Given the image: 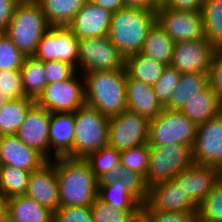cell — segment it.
Wrapping results in <instances>:
<instances>
[{
    "label": "cell",
    "mask_w": 222,
    "mask_h": 222,
    "mask_svg": "<svg viewBox=\"0 0 222 222\" xmlns=\"http://www.w3.org/2000/svg\"><path fill=\"white\" fill-rule=\"evenodd\" d=\"M59 207L90 206L98 197L99 180L82 158L57 157Z\"/></svg>",
    "instance_id": "cell-1"
},
{
    "label": "cell",
    "mask_w": 222,
    "mask_h": 222,
    "mask_svg": "<svg viewBox=\"0 0 222 222\" xmlns=\"http://www.w3.org/2000/svg\"><path fill=\"white\" fill-rule=\"evenodd\" d=\"M82 75L86 105L108 118L127 110L126 70L90 71Z\"/></svg>",
    "instance_id": "cell-2"
},
{
    "label": "cell",
    "mask_w": 222,
    "mask_h": 222,
    "mask_svg": "<svg viewBox=\"0 0 222 222\" xmlns=\"http://www.w3.org/2000/svg\"><path fill=\"white\" fill-rule=\"evenodd\" d=\"M155 22V11L125 7L112 13L107 37L126 59L141 52Z\"/></svg>",
    "instance_id": "cell-3"
},
{
    "label": "cell",
    "mask_w": 222,
    "mask_h": 222,
    "mask_svg": "<svg viewBox=\"0 0 222 222\" xmlns=\"http://www.w3.org/2000/svg\"><path fill=\"white\" fill-rule=\"evenodd\" d=\"M51 25L35 0H20L5 34L25 57L33 56L41 37Z\"/></svg>",
    "instance_id": "cell-4"
},
{
    "label": "cell",
    "mask_w": 222,
    "mask_h": 222,
    "mask_svg": "<svg viewBox=\"0 0 222 222\" xmlns=\"http://www.w3.org/2000/svg\"><path fill=\"white\" fill-rule=\"evenodd\" d=\"M108 121V117L86 104L74 112L72 158L85 159L90 153L108 145Z\"/></svg>",
    "instance_id": "cell-5"
},
{
    "label": "cell",
    "mask_w": 222,
    "mask_h": 222,
    "mask_svg": "<svg viewBox=\"0 0 222 222\" xmlns=\"http://www.w3.org/2000/svg\"><path fill=\"white\" fill-rule=\"evenodd\" d=\"M197 125L181 111L163 108L161 113L149 120L148 145L165 146L184 144L193 147Z\"/></svg>",
    "instance_id": "cell-6"
},
{
    "label": "cell",
    "mask_w": 222,
    "mask_h": 222,
    "mask_svg": "<svg viewBox=\"0 0 222 222\" xmlns=\"http://www.w3.org/2000/svg\"><path fill=\"white\" fill-rule=\"evenodd\" d=\"M193 163L192 148L184 144L149 146V167L145 183L150 188L173 180Z\"/></svg>",
    "instance_id": "cell-7"
},
{
    "label": "cell",
    "mask_w": 222,
    "mask_h": 222,
    "mask_svg": "<svg viewBox=\"0 0 222 222\" xmlns=\"http://www.w3.org/2000/svg\"><path fill=\"white\" fill-rule=\"evenodd\" d=\"M81 77L77 71L68 80L47 84L35 103L51 113H74L85 105L84 78Z\"/></svg>",
    "instance_id": "cell-8"
},
{
    "label": "cell",
    "mask_w": 222,
    "mask_h": 222,
    "mask_svg": "<svg viewBox=\"0 0 222 222\" xmlns=\"http://www.w3.org/2000/svg\"><path fill=\"white\" fill-rule=\"evenodd\" d=\"M126 70L125 59L107 36L79 39L78 72Z\"/></svg>",
    "instance_id": "cell-9"
},
{
    "label": "cell",
    "mask_w": 222,
    "mask_h": 222,
    "mask_svg": "<svg viewBox=\"0 0 222 222\" xmlns=\"http://www.w3.org/2000/svg\"><path fill=\"white\" fill-rule=\"evenodd\" d=\"M149 120L129 110L109 118L108 145L122 152L148 143Z\"/></svg>",
    "instance_id": "cell-10"
},
{
    "label": "cell",
    "mask_w": 222,
    "mask_h": 222,
    "mask_svg": "<svg viewBox=\"0 0 222 222\" xmlns=\"http://www.w3.org/2000/svg\"><path fill=\"white\" fill-rule=\"evenodd\" d=\"M78 44L79 39L67 26H51L41 37L33 57L43 62H65L78 71Z\"/></svg>",
    "instance_id": "cell-11"
},
{
    "label": "cell",
    "mask_w": 222,
    "mask_h": 222,
    "mask_svg": "<svg viewBox=\"0 0 222 222\" xmlns=\"http://www.w3.org/2000/svg\"><path fill=\"white\" fill-rule=\"evenodd\" d=\"M155 12L156 22L174 42L205 38L201 11H182L163 7Z\"/></svg>",
    "instance_id": "cell-12"
},
{
    "label": "cell",
    "mask_w": 222,
    "mask_h": 222,
    "mask_svg": "<svg viewBox=\"0 0 222 222\" xmlns=\"http://www.w3.org/2000/svg\"><path fill=\"white\" fill-rule=\"evenodd\" d=\"M192 157L195 164L222 166V113L197 125Z\"/></svg>",
    "instance_id": "cell-13"
},
{
    "label": "cell",
    "mask_w": 222,
    "mask_h": 222,
    "mask_svg": "<svg viewBox=\"0 0 222 222\" xmlns=\"http://www.w3.org/2000/svg\"><path fill=\"white\" fill-rule=\"evenodd\" d=\"M214 53V45L205 38L195 41L175 42L170 66L181 74H208Z\"/></svg>",
    "instance_id": "cell-14"
},
{
    "label": "cell",
    "mask_w": 222,
    "mask_h": 222,
    "mask_svg": "<svg viewBox=\"0 0 222 222\" xmlns=\"http://www.w3.org/2000/svg\"><path fill=\"white\" fill-rule=\"evenodd\" d=\"M50 117V111L35 103L16 133L21 141L39 152L47 161H51L49 147Z\"/></svg>",
    "instance_id": "cell-15"
},
{
    "label": "cell",
    "mask_w": 222,
    "mask_h": 222,
    "mask_svg": "<svg viewBox=\"0 0 222 222\" xmlns=\"http://www.w3.org/2000/svg\"><path fill=\"white\" fill-rule=\"evenodd\" d=\"M173 181L198 207L219 181V169L193 163L177 174Z\"/></svg>",
    "instance_id": "cell-16"
},
{
    "label": "cell",
    "mask_w": 222,
    "mask_h": 222,
    "mask_svg": "<svg viewBox=\"0 0 222 222\" xmlns=\"http://www.w3.org/2000/svg\"><path fill=\"white\" fill-rule=\"evenodd\" d=\"M25 195L52 212L59 208V189L55 159L47 161L39 169L31 172Z\"/></svg>",
    "instance_id": "cell-17"
},
{
    "label": "cell",
    "mask_w": 222,
    "mask_h": 222,
    "mask_svg": "<svg viewBox=\"0 0 222 222\" xmlns=\"http://www.w3.org/2000/svg\"><path fill=\"white\" fill-rule=\"evenodd\" d=\"M112 12L87 2L67 27L78 39L108 36Z\"/></svg>",
    "instance_id": "cell-18"
},
{
    "label": "cell",
    "mask_w": 222,
    "mask_h": 222,
    "mask_svg": "<svg viewBox=\"0 0 222 222\" xmlns=\"http://www.w3.org/2000/svg\"><path fill=\"white\" fill-rule=\"evenodd\" d=\"M47 160L35 149L26 145L16 135L0 136V164L32 172Z\"/></svg>",
    "instance_id": "cell-19"
},
{
    "label": "cell",
    "mask_w": 222,
    "mask_h": 222,
    "mask_svg": "<svg viewBox=\"0 0 222 222\" xmlns=\"http://www.w3.org/2000/svg\"><path fill=\"white\" fill-rule=\"evenodd\" d=\"M147 202L162 212H197L198 207L173 180L149 188Z\"/></svg>",
    "instance_id": "cell-20"
},
{
    "label": "cell",
    "mask_w": 222,
    "mask_h": 222,
    "mask_svg": "<svg viewBox=\"0 0 222 222\" xmlns=\"http://www.w3.org/2000/svg\"><path fill=\"white\" fill-rule=\"evenodd\" d=\"M74 127V113H51L49 127L51 161L57 157L72 158Z\"/></svg>",
    "instance_id": "cell-21"
},
{
    "label": "cell",
    "mask_w": 222,
    "mask_h": 222,
    "mask_svg": "<svg viewBox=\"0 0 222 222\" xmlns=\"http://www.w3.org/2000/svg\"><path fill=\"white\" fill-rule=\"evenodd\" d=\"M127 110L152 120L163 107L158 102L153 87L130 77L126 72Z\"/></svg>",
    "instance_id": "cell-22"
},
{
    "label": "cell",
    "mask_w": 222,
    "mask_h": 222,
    "mask_svg": "<svg viewBox=\"0 0 222 222\" xmlns=\"http://www.w3.org/2000/svg\"><path fill=\"white\" fill-rule=\"evenodd\" d=\"M222 99L208 85L196 93L183 107L181 112L196 125L204 123L221 113Z\"/></svg>",
    "instance_id": "cell-23"
},
{
    "label": "cell",
    "mask_w": 222,
    "mask_h": 222,
    "mask_svg": "<svg viewBox=\"0 0 222 222\" xmlns=\"http://www.w3.org/2000/svg\"><path fill=\"white\" fill-rule=\"evenodd\" d=\"M98 198L118 210H141L142 206L120 179L113 177L99 181Z\"/></svg>",
    "instance_id": "cell-24"
},
{
    "label": "cell",
    "mask_w": 222,
    "mask_h": 222,
    "mask_svg": "<svg viewBox=\"0 0 222 222\" xmlns=\"http://www.w3.org/2000/svg\"><path fill=\"white\" fill-rule=\"evenodd\" d=\"M5 209L14 222H54V212L26 195L5 200Z\"/></svg>",
    "instance_id": "cell-25"
},
{
    "label": "cell",
    "mask_w": 222,
    "mask_h": 222,
    "mask_svg": "<svg viewBox=\"0 0 222 222\" xmlns=\"http://www.w3.org/2000/svg\"><path fill=\"white\" fill-rule=\"evenodd\" d=\"M208 85V74H181L178 85L175 87L169 103L164 108L172 111H181L196 93H199Z\"/></svg>",
    "instance_id": "cell-26"
},
{
    "label": "cell",
    "mask_w": 222,
    "mask_h": 222,
    "mask_svg": "<svg viewBox=\"0 0 222 222\" xmlns=\"http://www.w3.org/2000/svg\"><path fill=\"white\" fill-rule=\"evenodd\" d=\"M174 47V40L155 22L148 32L140 53L170 66Z\"/></svg>",
    "instance_id": "cell-27"
},
{
    "label": "cell",
    "mask_w": 222,
    "mask_h": 222,
    "mask_svg": "<svg viewBox=\"0 0 222 222\" xmlns=\"http://www.w3.org/2000/svg\"><path fill=\"white\" fill-rule=\"evenodd\" d=\"M51 26H67L88 0H35Z\"/></svg>",
    "instance_id": "cell-28"
},
{
    "label": "cell",
    "mask_w": 222,
    "mask_h": 222,
    "mask_svg": "<svg viewBox=\"0 0 222 222\" xmlns=\"http://www.w3.org/2000/svg\"><path fill=\"white\" fill-rule=\"evenodd\" d=\"M165 67L163 63L141 53H135L125 59L127 74L149 86H153L160 79Z\"/></svg>",
    "instance_id": "cell-29"
},
{
    "label": "cell",
    "mask_w": 222,
    "mask_h": 222,
    "mask_svg": "<svg viewBox=\"0 0 222 222\" xmlns=\"http://www.w3.org/2000/svg\"><path fill=\"white\" fill-rule=\"evenodd\" d=\"M35 100L24 97L4 103L0 109V136L16 135Z\"/></svg>",
    "instance_id": "cell-30"
},
{
    "label": "cell",
    "mask_w": 222,
    "mask_h": 222,
    "mask_svg": "<svg viewBox=\"0 0 222 222\" xmlns=\"http://www.w3.org/2000/svg\"><path fill=\"white\" fill-rule=\"evenodd\" d=\"M20 76L26 97L36 100L47 85L44 62L33 56L25 57Z\"/></svg>",
    "instance_id": "cell-31"
},
{
    "label": "cell",
    "mask_w": 222,
    "mask_h": 222,
    "mask_svg": "<svg viewBox=\"0 0 222 222\" xmlns=\"http://www.w3.org/2000/svg\"><path fill=\"white\" fill-rule=\"evenodd\" d=\"M120 154V151L107 145L90 153L85 160L90 165L95 177L100 181L113 176L120 165Z\"/></svg>",
    "instance_id": "cell-32"
},
{
    "label": "cell",
    "mask_w": 222,
    "mask_h": 222,
    "mask_svg": "<svg viewBox=\"0 0 222 222\" xmlns=\"http://www.w3.org/2000/svg\"><path fill=\"white\" fill-rule=\"evenodd\" d=\"M31 172L8 165L0 166V193L5 200L25 195Z\"/></svg>",
    "instance_id": "cell-33"
},
{
    "label": "cell",
    "mask_w": 222,
    "mask_h": 222,
    "mask_svg": "<svg viewBox=\"0 0 222 222\" xmlns=\"http://www.w3.org/2000/svg\"><path fill=\"white\" fill-rule=\"evenodd\" d=\"M201 13L205 39L214 45L222 37V0H204Z\"/></svg>",
    "instance_id": "cell-34"
},
{
    "label": "cell",
    "mask_w": 222,
    "mask_h": 222,
    "mask_svg": "<svg viewBox=\"0 0 222 222\" xmlns=\"http://www.w3.org/2000/svg\"><path fill=\"white\" fill-rule=\"evenodd\" d=\"M94 222H140L141 210H118L98 197L90 205Z\"/></svg>",
    "instance_id": "cell-35"
},
{
    "label": "cell",
    "mask_w": 222,
    "mask_h": 222,
    "mask_svg": "<svg viewBox=\"0 0 222 222\" xmlns=\"http://www.w3.org/2000/svg\"><path fill=\"white\" fill-rule=\"evenodd\" d=\"M197 216L205 222H222V181L220 179L198 206Z\"/></svg>",
    "instance_id": "cell-36"
},
{
    "label": "cell",
    "mask_w": 222,
    "mask_h": 222,
    "mask_svg": "<svg viewBox=\"0 0 222 222\" xmlns=\"http://www.w3.org/2000/svg\"><path fill=\"white\" fill-rule=\"evenodd\" d=\"M120 160L122 166L140 174L145 179L149 167V145L143 144L122 151Z\"/></svg>",
    "instance_id": "cell-37"
},
{
    "label": "cell",
    "mask_w": 222,
    "mask_h": 222,
    "mask_svg": "<svg viewBox=\"0 0 222 222\" xmlns=\"http://www.w3.org/2000/svg\"><path fill=\"white\" fill-rule=\"evenodd\" d=\"M112 177L120 179L122 184H124L142 204L147 202L149 188L145 183V179L140 174L126 169L120 164Z\"/></svg>",
    "instance_id": "cell-38"
},
{
    "label": "cell",
    "mask_w": 222,
    "mask_h": 222,
    "mask_svg": "<svg viewBox=\"0 0 222 222\" xmlns=\"http://www.w3.org/2000/svg\"><path fill=\"white\" fill-rule=\"evenodd\" d=\"M0 96L1 101L4 103L26 97L20 70L0 71Z\"/></svg>",
    "instance_id": "cell-39"
},
{
    "label": "cell",
    "mask_w": 222,
    "mask_h": 222,
    "mask_svg": "<svg viewBox=\"0 0 222 222\" xmlns=\"http://www.w3.org/2000/svg\"><path fill=\"white\" fill-rule=\"evenodd\" d=\"M197 212H162L148 202L141 206L140 222H194Z\"/></svg>",
    "instance_id": "cell-40"
},
{
    "label": "cell",
    "mask_w": 222,
    "mask_h": 222,
    "mask_svg": "<svg viewBox=\"0 0 222 222\" xmlns=\"http://www.w3.org/2000/svg\"><path fill=\"white\" fill-rule=\"evenodd\" d=\"M181 73L172 66L163 69L160 79L152 86L158 102L164 108L170 101L175 87L178 85Z\"/></svg>",
    "instance_id": "cell-41"
},
{
    "label": "cell",
    "mask_w": 222,
    "mask_h": 222,
    "mask_svg": "<svg viewBox=\"0 0 222 222\" xmlns=\"http://www.w3.org/2000/svg\"><path fill=\"white\" fill-rule=\"evenodd\" d=\"M25 56L5 34L0 33V71L20 70Z\"/></svg>",
    "instance_id": "cell-42"
},
{
    "label": "cell",
    "mask_w": 222,
    "mask_h": 222,
    "mask_svg": "<svg viewBox=\"0 0 222 222\" xmlns=\"http://www.w3.org/2000/svg\"><path fill=\"white\" fill-rule=\"evenodd\" d=\"M54 222H94L90 206L59 207Z\"/></svg>",
    "instance_id": "cell-43"
},
{
    "label": "cell",
    "mask_w": 222,
    "mask_h": 222,
    "mask_svg": "<svg viewBox=\"0 0 222 222\" xmlns=\"http://www.w3.org/2000/svg\"><path fill=\"white\" fill-rule=\"evenodd\" d=\"M47 84L70 79L77 70L70 64L61 61L44 62Z\"/></svg>",
    "instance_id": "cell-44"
},
{
    "label": "cell",
    "mask_w": 222,
    "mask_h": 222,
    "mask_svg": "<svg viewBox=\"0 0 222 222\" xmlns=\"http://www.w3.org/2000/svg\"><path fill=\"white\" fill-rule=\"evenodd\" d=\"M208 82L211 89L222 99V51L213 53Z\"/></svg>",
    "instance_id": "cell-45"
},
{
    "label": "cell",
    "mask_w": 222,
    "mask_h": 222,
    "mask_svg": "<svg viewBox=\"0 0 222 222\" xmlns=\"http://www.w3.org/2000/svg\"><path fill=\"white\" fill-rule=\"evenodd\" d=\"M20 0H0V33H5L16 4Z\"/></svg>",
    "instance_id": "cell-46"
},
{
    "label": "cell",
    "mask_w": 222,
    "mask_h": 222,
    "mask_svg": "<svg viewBox=\"0 0 222 222\" xmlns=\"http://www.w3.org/2000/svg\"><path fill=\"white\" fill-rule=\"evenodd\" d=\"M204 0H170L166 8L182 11H201Z\"/></svg>",
    "instance_id": "cell-47"
},
{
    "label": "cell",
    "mask_w": 222,
    "mask_h": 222,
    "mask_svg": "<svg viewBox=\"0 0 222 222\" xmlns=\"http://www.w3.org/2000/svg\"><path fill=\"white\" fill-rule=\"evenodd\" d=\"M88 2L109 10L112 13L126 7L125 0H88Z\"/></svg>",
    "instance_id": "cell-48"
},
{
    "label": "cell",
    "mask_w": 222,
    "mask_h": 222,
    "mask_svg": "<svg viewBox=\"0 0 222 222\" xmlns=\"http://www.w3.org/2000/svg\"><path fill=\"white\" fill-rule=\"evenodd\" d=\"M126 7L150 10L151 11V0H125Z\"/></svg>",
    "instance_id": "cell-49"
},
{
    "label": "cell",
    "mask_w": 222,
    "mask_h": 222,
    "mask_svg": "<svg viewBox=\"0 0 222 222\" xmlns=\"http://www.w3.org/2000/svg\"><path fill=\"white\" fill-rule=\"evenodd\" d=\"M170 0H151V11L166 7Z\"/></svg>",
    "instance_id": "cell-50"
},
{
    "label": "cell",
    "mask_w": 222,
    "mask_h": 222,
    "mask_svg": "<svg viewBox=\"0 0 222 222\" xmlns=\"http://www.w3.org/2000/svg\"><path fill=\"white\" fill-rule=\"evenodd\" d=\"M0 222H14L11 215L6 211V209H4L0 213Z\"/></svg>",
    "instance_id": "cell-51"
},
{
    "label": "cell",
    "mask_w": 222,
    "mask_h": 222,
    "mask_svg": "<svg viewBox=\"0 0 222 222\" xmlns=\"http://www.w3.org/2000/svg\"><path fill=\"white\" fill-rule=\"evenodd\" d=\"M214 51H222V37L214 44Z\"/></svg>",
    "instance_id": "cell-52"
},
{
    "label": "cell",
    "mask_w": 222,
    "mask_h": 222,
    "mask_svg": "<svg viewBox=\"0 0 222 222\" xmlns=\"http://www.w3.org/2000/svg\"><path fill=\"white\" fill-rule=\"evenodd\" d=\"M5 209V199L3 195L0 193V213Z\"/></svg>",
    "instance_id": "cell-53"
},
{
    "label": "cell",
    "mask_w": 222,
    "mask_h": 222,
    "mask_svg": "<svg viewBox=\"0 0 222 222\" xmlns=\"http://www.w3.org/2000/svg\"><path fill=\"white\" fill-rule=\"evenodd\" d=\"M219 179L222 181V166L219 168Z\"/></svg>",
    "instance_id": "cell-54"
},
{
    "label": "cell",
    "mask_w": 222,
    "mask_h": 222,
    "mask_svg": "<svg viewBox=\"0 0 222 222\" xmlns=\"http://www.w3.org/2000/svg\"><path fill=\"white\" fill-rule=\"evenodd\" d=\"M194 222H205V221L201 220V219L197 216L196 219L194 220Z\"/></svg>",
    "instance_id": "cell-55"
},
{
    "label": "cell",
    "mask_w": 222,
    "mask_h": 222,
    "mask_svg": "<svg viewBox=\"0 0 222 222\" xmlns=\"http://www.w3.org/2000/svg\"><path fill=\"white\" fill-rule=\"evenodd\" d=\"M4 102L1 101V96H0V109L3 107Z\"/></svg>",
    "instance_id": "cell-56"
}]
</instances>
